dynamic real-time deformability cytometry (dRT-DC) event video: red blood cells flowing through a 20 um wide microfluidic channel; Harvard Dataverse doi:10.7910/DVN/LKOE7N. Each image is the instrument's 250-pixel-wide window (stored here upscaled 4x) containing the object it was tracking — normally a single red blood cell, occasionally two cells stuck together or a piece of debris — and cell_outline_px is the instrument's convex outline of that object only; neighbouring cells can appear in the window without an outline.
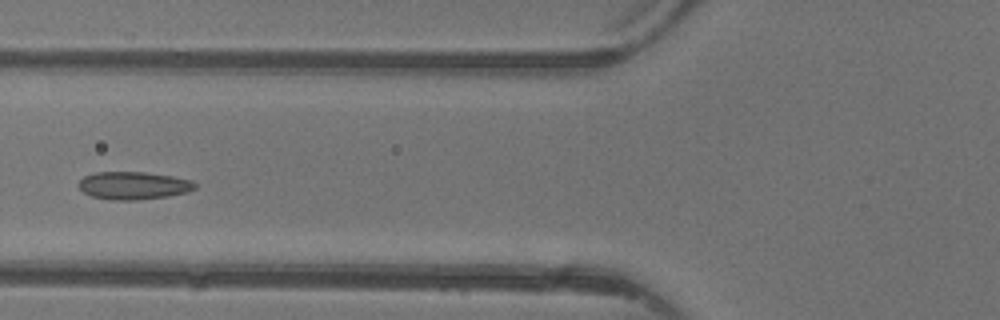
{"species": "common noctule bat (a hibernating species)", "species_latin": "Nyctalus noctula", "temperature_condition": "warm", "stored_images_in_passage": 7, "camera_frame_rate_fps": 3000, "um_per_image_px": 0.085, "animal": {"sex": "female"}, "frame": {"image": 1, "passage_image": 7, "time_ms": 8.0, "image_size_px": [1000, 320], "cell_outline_px": [[196, 188], [188, 192], [168, 196], [136, 200], [112, 200], [92, 196], [84, 192], [76, 184], [84, 176], [96, 172], [144, 172], [172, 176], [192, 180], [196, 184]], "centroid_in_image_um": [11.35, 15.77], "position_along_channel_um": 114.5, "area_um2": 18.84}}